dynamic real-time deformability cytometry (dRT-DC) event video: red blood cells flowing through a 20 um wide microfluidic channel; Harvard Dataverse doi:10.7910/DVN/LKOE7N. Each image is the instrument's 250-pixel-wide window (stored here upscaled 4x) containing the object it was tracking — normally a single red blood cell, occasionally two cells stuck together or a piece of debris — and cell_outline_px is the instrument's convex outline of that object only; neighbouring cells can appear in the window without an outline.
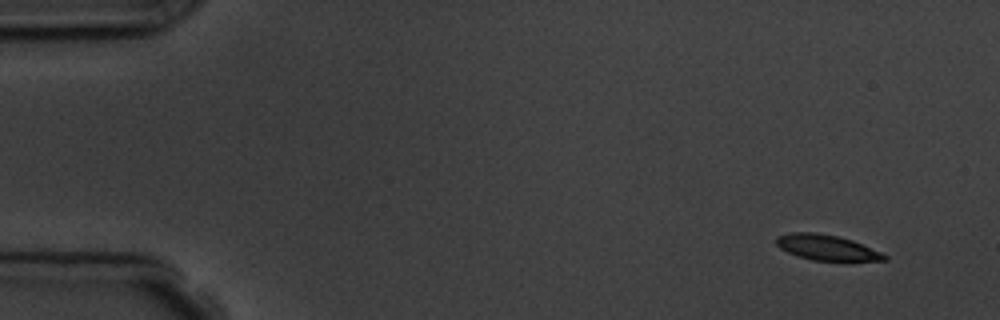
{"species": "common noctule bat (a hibernating species)", "species_latin": "Nyctalus noctula", "temperature_condition": "room temperature", "stored_images_in_passage": 9, "camera_frame_rate_fps": 3000, "um_per_image_px": 0.085, "animal": {"sex": "male", "body_mass_g": 19.5, "forearm_length_mm": 54.6}, "frame": {"image": 1, "passage_image": 1, "time_ms": 0.0, "image_size_px": [1000, 320], "cell_outline_px": [[888, 260], [812, 260], [796, 256], [780, 248], [776, 244], [776, 236], [788, 232], [816, 232], [836, 236], [852, 240], [880, 252], [888, 256]], "centroid_in_image_um": [70.2, 21.02], "position_along_channel_um": 14.8, "area_um2": 15.84}}
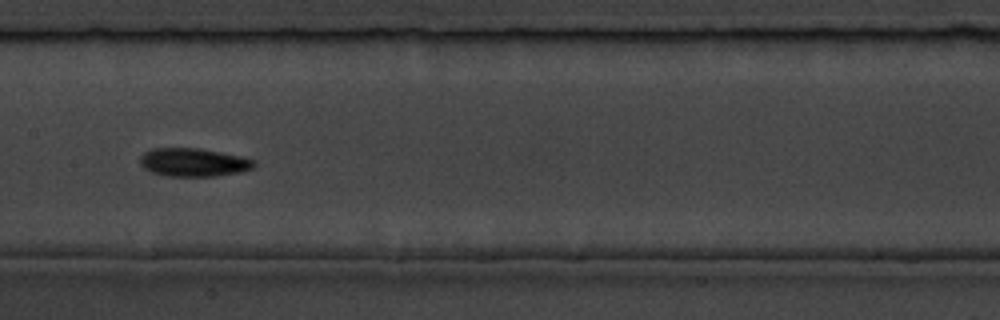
{"frame": {"image": 2, "passage_image": 8, "time_ms": 8.0, "image_size_px": [1000, 320], "cell_outline_px": [[256, 164], [252, 168], [240, 172], [216, 176], [168, 176], [152, 172], [144, 168], [140, 164], [140, 156], [144, 152], [152, 148], [200, 148], [240, 156], [256, 160]], "centroid_in_image_um": [16.44, 13.79], "position_along_channel_um": 191.0, "area_um2": 18.84}}
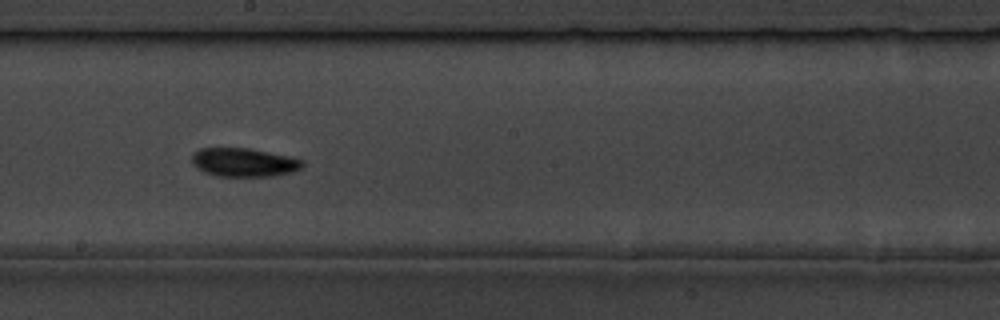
{"frame": {"image": 3, "passage_image": 9, "time_ms": 9.0, "image_size_px": [1000, 320], "cell_outline_px": [[304, 164], [300, 168], [292, 172], [272, 176], [216, 176], [204, 172], [196, 168], [192, 164], [192, 152], [200, 148], [248, 148], [288, 156], [304, 160]], "centroid_in_image_um": [20.69, 13.8], "position_along_channel_um": 227.5, "area_um2": 18.5}}